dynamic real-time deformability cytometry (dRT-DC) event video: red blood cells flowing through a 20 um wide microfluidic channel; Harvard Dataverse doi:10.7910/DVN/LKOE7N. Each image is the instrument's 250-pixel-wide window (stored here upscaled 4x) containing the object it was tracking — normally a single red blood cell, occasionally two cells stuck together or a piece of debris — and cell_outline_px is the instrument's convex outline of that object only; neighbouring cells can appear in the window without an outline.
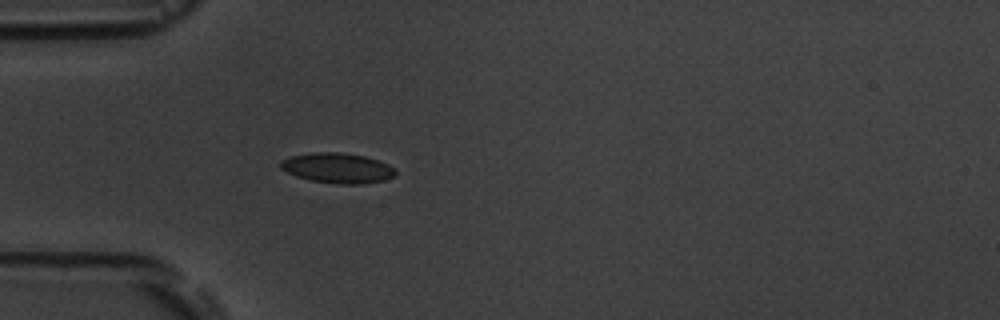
{"species": "common noctule bat (a hibernating species)", "species_latin": "Nyctalus noctula", "temperature_condition": "room temperature", "stored_images_in_passage": 4, "camera_frame_rate_fps": 3000, "um_per_image_px": 0.085, "animal": {"sex": "male", "body_mass_g": 19.5, "forearm_length_mm": 54.6}, "frame": {"image": 1, "passage_image": 4, "time_ms": 3.333, "image_size_px": [1000, 320], "cell_outline_px": [[396, 176], [384, 180], [360, 184], [336, 184], [312, 180], [296, 176], [280, 168], [280, 160], [288, 156], [312, 152], [340, 152], [364, 156], [388, 164], [396, 168]], "centroid_in_image_um": [28.68, 14.27], "position_along_channel_um": 56.3, "area_um2": 20.29}}